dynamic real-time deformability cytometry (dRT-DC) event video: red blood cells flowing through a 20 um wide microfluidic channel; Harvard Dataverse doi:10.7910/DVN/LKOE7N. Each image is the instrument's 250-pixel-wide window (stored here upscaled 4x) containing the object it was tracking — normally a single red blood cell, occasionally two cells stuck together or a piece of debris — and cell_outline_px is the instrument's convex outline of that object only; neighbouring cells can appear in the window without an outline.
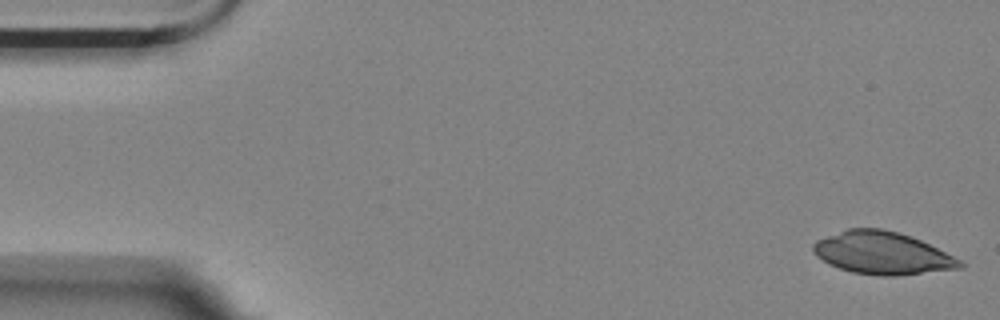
{"species": "Egyptian fruit bat (a non-hibernating species)", "species_latin": "Rousettus aegyptiacus", "temperature_condition": "room temperature", "stored_images_in_passage": 5, "camera_frame_rate_fps": 3000, "um_per_image_px": 0.085, "animal": {"sex": "female"}, "frame": {"image": 1, "passage_image": 1, "time_ms": 0.0, "image_size_px": [1000, 320], "cell_outline_px": [[964, 268], [896, 276], [880, 276], [852, 272], [828, 264], [816, 256], [812, 252], [812, 244], [816, 240], [848, 228], [880, 228], [900, 232], [920, 240], [960, 260], [964, 264]], "centroid_in_image_um": [74.96, 21.51], "position_along_channel_um": 10.0, "area_um2": 36.36}}